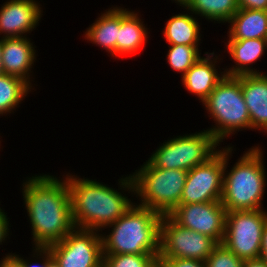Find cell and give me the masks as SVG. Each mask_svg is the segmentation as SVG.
Listing matches in <instances>:
<instances>
[{"instance_id": "25", "label": "cell", "mask_w": 267, "mask_h": 267, "mask_svg": "<svg viewBox=\"0 0 267 267\" xmlns=\"http://www.w3.org/2000/svg\"><path fill=\"white\" fill-rule=\"evenodd\" d=\"M159 254L103 255L102 267H158Z\"/></svg>"}, {"instance_id": "8", "label": "cell", "mask_w": 267, "mask_h": 267, "mask_svg": "<svg viewBox=\"0 0 267 267\" xmlns=\"http://www.w3.org/2000/svg\"><path fill=\"white\" fill-rule=\"evenodd\" d=\"M266 222V209L227 212L222 244L242 260L259 258Z\"/></svg>"}, {"instance_id": "33", "label": "cell", "mask_w": 267, "mask_h": 267, "mask_svg": "<svg viewBox=\"0 0 267 267\" xmlns=\"http://www.w3.org/2000/svg\"><path fill=\"white\" fill-rule=\"evenodd\" d=\"M243 267H267V264L261 259H247L243 262Z\"/></svg>"}, {"instance_id": "4", "label": "cell", "mask_w": 267, "mask_h": 267, "mask_svg": "<svg viewBox=\"0 0 267 267\" xmlns=\"http://www.w3.org/2000/svg\"><path fill=\"white\" fill-rule=\"evenodd\" d=\"M161 218L159 213L135 203L103 229H108V234L100 232L103 255L159 254Z\"/></svg>"}, {"instance_id": "35", "label": "cell", "mask_w": 267, "mask_h": 267, "mask_svg": "<svg viewBox=\"0 0 267 267\" xmlns=\"http://www.w3.org/2000/svg\"><path fill=\"white\" fill-rule=\"evenodd\" d=\"M2 73L4 72H3L2 60H1V39H0V74Z\"/></svg>"}, {"instance_id": "15", "label": "cell", "mask_w": 267, "mask_h": 267, "mask_svg": "<svg viewBox=\"0 0 267 267\" xmlns=\"http://www.w3.org/2000/svg\"><path fill=\"white\" fill-rule=\"evenodd\" d=\"M204 55L181 77V82L188 93L197 96L200 102L210 95L226 75L220 66H217L221 60L217 53L205 52Z\"/></svg>"}, {"instance_id": "24", "label": "cell", "mask_w": 267, "mask_h": 267, "mask_svg": "<svg viewBox=\"0 0 267 267\" xmlns=\"http://www.w3.org/2000/svg\"><path fill=\"white\" fill-rule=\"evenodd\" d=\"M200 51L199 46L169 44L167 63L182 77L202 57Z\"/></svg>"}, {"instance_id": "18", "label": "cell", "mask_w": 267, "mask_h": 267, "mask_svg": "<svg viewBox=\"0 0 267 267\" xmlns=\"http://www.w3.org/2000/svg\"><path fill=\"white\" fill-rule=\"evenodd\" d=\"M241 89L250 115L251 131L267 134V74L241 75Z\"/></svg>"}, {"instance_id": "26", "label": "cell", "mask_w": 267, "mask_h": 267, "mask_svg": "<svg viewBox=\"0 0 267 267\" xmlns=\"http://www.w3.org/2000/svg\"><path fill=\"white\" fill-rule=\"evenodd\" d=\"M244 260L238 258L222 243L218 244L205 260L207 267H243Z\"/></svg>"}, {"instance_id": "19", "label": "cell", "mask_w": 267, "mask_h": 267, "mask_svg": "<svg viewBox=\"0 0 267 267\" xmlns=\"http://www.w3.org/2000/svg\"><path fill=\"white\" fill-rule=\"evenodd\" d=\"M101 14V15H100ZM84 31V39L110 53L116 59V39L120 28V6H112L100 13Z\"/></svg>"}, {"instance_id": "13", "label": "cell", "mask_w": 267, "mask_h": 267, "mask_svg": "<svg viewBox=\"0 0 267 267\" xmlns=\"http://www.w3.org/2000/svg\"><path fill=\"white\" fill-rule=\"evenodd\" d=\"M41 6L38 0L4 2L0 7V38L29 36L27 34H31L41 22L43 15Z\"/></svg>"}, {"instance_id": "2", "label": "cell", "mask_w": 267, "mask_h": 267, "mask_svg": "<svg viewBox=\"0 0 267 267\" xmlns=\"http://www.w3.org/2000/svg\"><path fill=\"white\" fill-rule=\"evenodd\" d=\"M70 192L72 217L75 228L95 230L103 229L123 216L134 204L128 198L135 196V185L131 175L118 180V190L97 179L65 175ZM128 194H125L124 192ZM123 193V194H122Z\"/></svg>"}, {"instance_id": "28", "label": "cell", "mask_w": 267, "mask_h": 267, "mask_svg": "<svg viewBox=\"0 0 267 267\" xmlns=\"http://www.w3.org/2000/svg\"><path fill=\"white\" fill-rule=\"evenodd\" d=\"M158 267H207L206 263L185 258H158Z\"/></svg>"}, {"instance_id": "16", "label": "cell", "mask_w": 267, "mask_h": 267, "mask_svg": "<svg viewBox=\"0 0 267 267\" xmlns=\"http://www.w3.org/2000/svg\"><path fill=\"white\" fill-rule=\"evenodd\" d=\"M227 38V42L224 44L225 49L228 50L227 53L231 57V61L233 60L235 63L232 67L222 69L226 75L264 74L263 71L260 72L257 68H253L255 65L253 63H256L265 55L267 39H231L229 36Z\"/></svg>"}, {"instance_id": "10", "label": "cell", "mask_w": 267, "mask_h": 267, "mask_svg": "<svg viewBox=\"0 0 267 267\" xmlns=\"http://www.w3.org/2000/svg\"><path fill=\"white\" fill-rule=\"evenodd\" d=\"M59 267H102L101 234L74 228L62 241L47 247Z\"/></svg>"}, {"instance_id": "31", "label": "cell", "mask_w": 267, "mask_h": 267, "mask_svg": "<svg viewBox=\"0 0 267 267\" xmlns=\"http://www.w3.org/2000/svg\"><path fill=\"white\" fill-rule=\"evenodd\" d=\"M0 267H23V264L12 252H8L1 258Z\"/></svg>"}, {"instance_id": "5", "label": "cell", "mask_w": 267, "mask_h": 267, "mask_svg": "<svg viewBox=\"0 0 267 267\" xmlns=\"http://www.w3.org/2000/svg\"><path fill=\"white\" fill-rule=\"evenodd\" d=\"M202 104L209 119L215 123V126L206 130L220 144L237 131L251 129L250 115L241 89V76L225 75Z\"/></svg>"}, {"instance_id": "21", "label": "cell", "mask_w": 267, "mask_h": 267, "mask_svg": "<svg viewBox=\"0 0 267 267\" xmlns=\"http://www.w3.org/2000/svg\"><path fill=\"white\" fill-rule=\"evenodd\" d=\"M228 24L231 39H267V11L239 9Z\"/></svg>"}, {"instance_id": "20", "label": "cell", "mask_w": 267, "mask_h": 267, "mask_svg": "<svg viewBox=\"0 0 267 267\" xmlns=\"http://www.w3.org/2000/svg\"><path fill=\"white\" fill-rule=\"evenodd\" d=\"M182 9H186L187 12L185 10L179 14L172 15L164 24L165 27L162 34L166 39L165 42L174 45L199 46L202 43L201 24L198 22L200 17L198 18L188 8L183 7Z\"/></svg>"}, {"instance_id": "23", "label": "cell", "mask_w": 267, "mask_h": 267, "mask_svg": "<svg viewBox=\"0 0 267 267\" xmlns=\"http://www.w3.org/2000/svg\"><path fill=\"white\" fill-rule=\"evenodd\" d=\"M197 17L213 23H228L239 10L237 0H191L185 7Z\"/></svg>"}, {"instance_id": "11", "label": "cell", "mask_w": 267, "mask_h": 267, "mask_svg": "<svg viewBox=\"0 0 267 267\" xmlns=\"http://www.w3.org/2000/svg\"><path fill=\"white\" fill-rule=\"evenodd\" d=\"M224 146L206 162L188 171L179 204L220 201L223 190Z\"/></svg>"}, {"instance_id": "36", "label": "cell", "mask_w": 267, "mask_h": 267, "mask_svg": "<svg viewBox=\"0 0 267 267\" xmlns=\"http://www.w3.org/2000/svg\"><path fill=\"white\" fill-rule=\"evenodd\" d=\"M48 267H59V266H58L57 263L53 260V261L48 265Z\"/></svg>"}, {"instance_id": "22", "label": "cell", "mask_w": 267, "mask_h": 267, "mask_svg": "<svg viewBox=\"0 0 267 267\" xmlns=\"http://www.w3.org/2000/svg\"><path fill=\"white\" fill-rule=\"evenodd\" d=\"M34 89L19 77L0 74V118L15 113L16 108Z\"/></svg>"}, {"instance_id": "9", "label": "cell", "mask_w": 267, "mask_h": 267, "mask_svg": "<svg viewBox=\"0 0 267 267\" xmlns=\"http://www.w3.org/2000/svg\"><path fill=\"white\" fill-rule=\"evenodd\" d=\"M217 245L211 237L181 227L169 215L162 216L158 258H185L205 262Z\"/></svg>"}, {"instance_id": "12", "label": "cell", "mask_w": 267, "mask_h": 267, "mask_svg": "<svg viewBox=\"0 0 267 267\" xmlns=\"http://www.w3.org/2000/svg\"><path fill=\"white\" fill-rule=\"evenodd\" d=\"M227 210L221 201L179 204L169 216L181 227L207 235L221 244Z\"/></svg>"}, {"instance_id": "32", "label": "cell", "mask_w": 267, "mask_h": 267, "mask_svg": "<svg viewBox=\"0 0 267 267\" xmlns=\"http://www.w3.org/2000/svg\"><path fill=\"white\" fill-rule=\"evenodd\" d=\"M259 258H261L267 264V222L262 232Z\"/></svg>"}, {"instance_id": "17", "label": "cell", "mask_w": 267, "mask_h": 267, "mask_svg": "<svg viewBox=\"0 0 267 267\" xmlns=\"http://www.w3.org/2000/svg\"><path fill=\"white\" fill-rule=\"evenodd\" d=\"M139 12L120 6V28L116 39V57L135 56L148 42L149 28L144 24ZM141 18V19H140Z\"/></svg>"}, {"instance_id": "1", "label": "cell", "mask_w": 267, "mask_h": 267, "mask_svg": "<svg viewBox=\"0 0 267 267\" xmlns=\"http://www.w3.org/2000/svg\"><path fill=\"white\" fill-rule=\"evenodd\" d=\"M26 179L21 191L33 247H48L62 241L75 228L65 175L58 179L43 173Z\"/></svg>"}, {"instance_id": "30", "label": "cell", "mask_w": 267, "mask_h": 267, "mask_svg": "<svg viewBox=\"0 0 267 267\" xmlns=\"http://www.w3.org/2000/svg\"><path fill=\"white\" fill-rule=\"evenodd\" d=\"M239 9L267 11V0H237Z\"/></svg>"}, {"instance_id": "7", "label": "cell", "mask_w": 267, "mask_h": 267, "mask_svg": "<svg viewBox=\"0 0 267 267\" xmlns=\"http://www.w3.org/2000/svg\"><path fill=\"white\" fill-rule=\"evenodd\" d=\"M219 146L220 143L203 129L165 140L151 153L147 161L161 169L189 171L211 158L220 149Z\"/></svg>"}, {"instance_id": "29", "label": "cell", "mask_w": 267, "mask_h": 267, "mask_svg": "<svg viewBox=\"0 0 267 267\" xmlns=\"http://www.w3.org/2000/svg\"><path fill=\"white\" fill-rule=\"evenodd\" d=\"M5 210H3V208L1 209L0 207V245H3V243L6 242V240L9 237V233H10V227L9 225H11L9 222L10 220L9 217H7V213L4 212Z\"/></svg>"}, {"instance_id": "14", "label": "cell", "mask_w": 267, "mask_h": 267, "mask_svg": "<svg viewBox=\"0 0 267 267\" xmlns=\"http://www.w3.org/2000/svg\"><path fill=\"white\" fill-rule=\"evenodd\" d=\"M30 39L28 36L1 39V60L4 73L23 79L33 88L32 68L38 55Z\"/></svg>"}, {"instance_id": "34", "label": "cell", "mask_w": 267, "mask_h": 267, "mask_svg": "<svg viewBox=\"0 0 267 267\" xmlns=\"http://www.w3.org/2000/svg\"><path fill=\"white\" fill-rule=\"evenodd\" d=\"M172 2L174 1L177 5H179V7L181 6L182 7H186L190 2L191 0H171Z\"/></svg>"}, {"instance_id": "6", "label": "cell", "mask_w": 267, "mask_h": 267, "mask_svg": "<svg viewBox=\"0 0 267 267\" xmlns=\"http://www.w3.org/2000/svg\"><path fill=\"white\" fill-rule=\"evenodd\" d=\"M187 174L185 170L157 168L146 160L138 170L130 173L139 201L136 204L162 216L169 215L180 203Z\"/></svg>"}, {"instance_id": "3", "label": "cell", "mask_w": 267, "mask_h": 267, "mask_svg": "<svg viewBox=\"0 0 267 267\" xmlns=\"http://www.w3.org/2000/svg\"><path fill=\"white\" fill-rule=\"evenodd\" d=\"M257 144L244 151L228 169L234 146L224 147V176L221 202L227 212L264 209L263 199L267 186L264 150ZM231 157V158H230Z\"/></svg>"}, {"instance_id": "27", "label": "cell", "mask_w": 267, "mask_h": 267, "mask_svg": "<svg viewBox=\"0 0 267 267\" xmlns=\"http://www.w3.org/2000/svg\"><path fill=\"white\" fill-rule=\"evenodd\" d=\"M31 259H24L23 256L13 253L23 264V267H48L53 261L52 255L47 247H32ZM34 259V260H33ZM34 261V262H33ZM38 261V262H37Z\"/></svg>"}]
</instances>
